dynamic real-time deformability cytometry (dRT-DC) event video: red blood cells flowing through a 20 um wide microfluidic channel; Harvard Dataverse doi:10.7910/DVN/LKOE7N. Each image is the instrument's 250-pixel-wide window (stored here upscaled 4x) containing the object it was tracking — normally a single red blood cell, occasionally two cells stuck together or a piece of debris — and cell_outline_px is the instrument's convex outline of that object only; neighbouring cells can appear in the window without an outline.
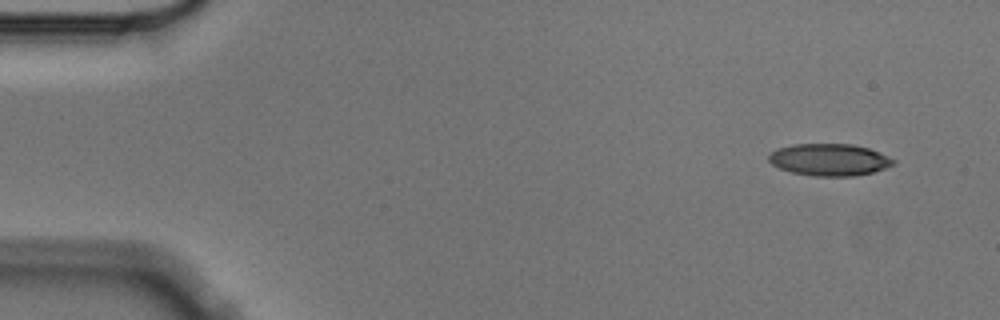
{"species": "Egyptian fruit bat (a non-hibernating species)", "species_latin": "Rousettus aegyptiacus", "temperature_condition": "cold", "stored_images_in_passage": 5, "camera_frame_rate_fps": 3000, "um_per_image_px": 0.085, "animal": {"sex": "male"}, "frame": {"image": 1, "passage_image": 1, "time_ms": 0.0, "image_size_px": [1000, 320], "cell_outline_px": [[896, 164], [872, 172], [856, 176], [812, 176], [792, 172], [780, 168], [772, 164], [768, 160], [768, 156], [776, 148], [792, 144], [852, 144], [868, 148], [888, 156], [896, 160]], "centroid_in_image_um": [70.49, 13.57], "position_along_channel_um": 14.5, "area_um2": 23.29}}
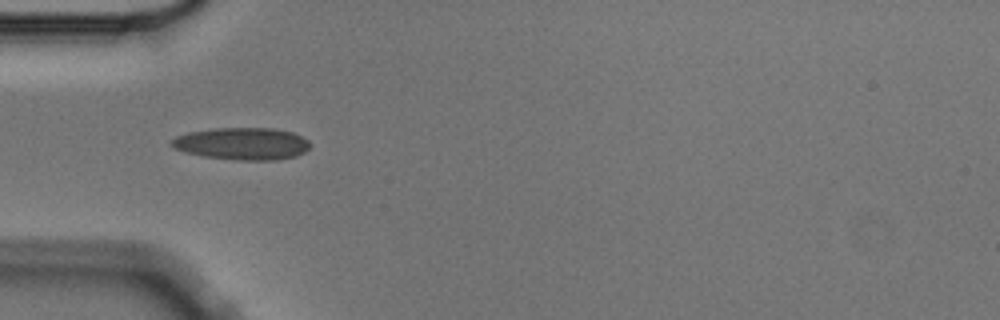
{"frame": {"image": 2, "passage_image": 4, "time_ms": 1.0, "image_size_px": [1000, 320], "cell_outline_px": [[312, 144], [304, 152], [296, 156], [276, 160], [240, 160], [204, 156], [184, 152], [176, 148], [172, 144], [172, 140], [176, 136], [188, 132], [216, 128], [272, 128], [292, 132], [308, 140]], "centroid_in_image_um": [20.62, 12.21], "position_along_channel_um": 64.4, "area_um2": 25.84}}
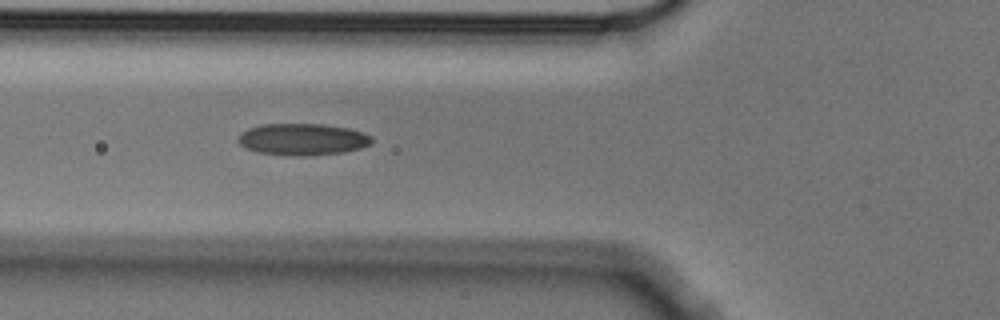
{"frame": {"image": 3, "passage_image": 5, "time_ms": 1.333, "image_size_px": [1000, 320], "cell_outline_px": [[372, 144], [360, 148], [344, 152], [304, 156], [256, 152], [240, 144], [236, 140], [240, 132], [248, 128], [260, 124], [324, 124], [348, 128], [364, 132], [372, 136]], "centroid_in_image_um": [25.72, 11.83], "position_along_channel_um": 100.1, "area_um2": 24.8}}